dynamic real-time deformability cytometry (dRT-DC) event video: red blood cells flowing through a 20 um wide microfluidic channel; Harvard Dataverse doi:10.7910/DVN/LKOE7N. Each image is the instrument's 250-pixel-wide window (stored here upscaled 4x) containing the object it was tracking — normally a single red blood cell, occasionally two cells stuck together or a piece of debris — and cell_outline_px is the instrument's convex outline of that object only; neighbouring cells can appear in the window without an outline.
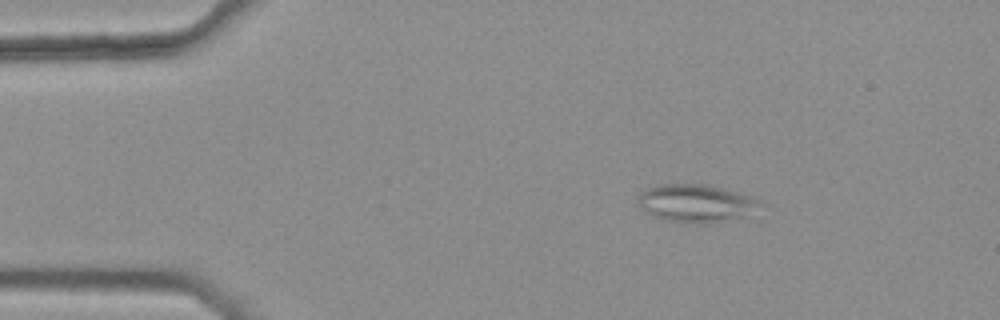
{"species": "common noctule bat (a hibernating species)", "species_latin": "Nyctalus noctula", "temperature_condition": "warm", "stored_images_in_passage": 5, "camera_frame_rate_fps": 3000, "um_per_image_px": 0.085, "animal": {"sex": "female", "body_mass_g": 25.1}, "frame": {"image": 1, "passage_image": 3, "time_ms": 0.667, "image_size_px": [1000, 320], "cell_outline_px": [[764, 200], [760, 204], [744, 216], [708, 224], [692, 224], [664, 220], [652, 216], [644, 212], [636, 204], [636, 196], [644, 188], [660, 184], [704, 184], [752, 196]], "centroid_in_image_um": [59.05, 17.28], "position_along_channel_um": 26.0, "area_um2": 27.28}}